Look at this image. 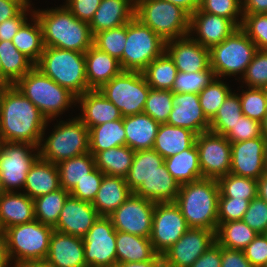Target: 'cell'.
<instances>
[{
  "label": "cell",
  "instance_id": "cell-1",
  "mask_svg": "<svg viewBox=\"0 0 267 267\" xmlns=\"http://www.w3.org/2000/svg\"><path fill=\"white\" fill-rule=\"evenodd\" d=\"M48 122L15 85L4 89L0 98V141L39 147Z\"/></svg>",
  "mask_w": 267,
  "mask_h": 267
},
{
  "label": "cell",
  "instance_id": "cell-2",
  "mask_svg": "<svg viewBox=\"0 0 267 267\" xmlns=\"http://www.w3.org/2000/svg\"><path fill=\"white\" fill-rule=\"evenodd\" d=\"M33 15L40 22L44 47L85 53L93 45L89 23L76 18L65 5L33 10Z\"/></svg>",
  "mask_w": 267,
  "mask_h": 267
},
{
  "label": "cell",
  "instance_id": "cell-3",
  "mask_svg": "<svg viewBox=\"0 0 267 267\" xmlns=\"http://www.w3.org/2000/svg\"><path fill=\"white\" fill-rule=\"evenodd\" d=\"M219 194L217 179L203 178L180 185L175 203L189 228L217 231Z\"/></svg>",
  "mask_w": 267,
  "mask_h": 267
},
{
  "label": "cell",
  "instance_id": "cell-4",
  "mask_svg": "<svg viewBox=\"0 0 267 267\" xmlns=\"http://www.w3.org/2000/svg\"><path fill=\"white\" fill-rule=\"evenodd\" d=\"M14 85L33 102L49 122L63 114L74 103L77 104V97L73 93L35 66Z\"/></svg>",
  "mask_w": 267,
  "mask_h": 267
},
{
  "label": "cell",
  "instance_id": "cell-5",
  "mask_svg": "<svg viewBox=\"0 0 267 267\" xmlns=\"http://www.w3.org/2000/svg\"><path fill=\"white\" fill-rule=\"evenodd\" d=\"M35 67L76 97L91 90L86 79L85 53L44 47Z\"/></svg>",
  "mask_w": 267,
  "mask_h": 267
},
{
  "label": "cell",
  "instance_id": "cell-6",
  "mask_svg": "<svg viewBox=\"0 0 267 267\" xmlns=\"http://www.w3.org/2000/svg\"><path fill=\"white\" fill-rule=\"evenodd\" d=\"M45 130L39 145L41 159L58 164L89 152V129L78 117L59 121L46 139Z\"/></svg>",
  "mask_w": 267,
  "mask_h": 267
},
{
  "label": "cell",
  "instance_id": "cell-7",
  "mask_svg": "<svg viewBox=\"0 0 267 267\" xmlns=\"http://www.w3.org/2000/svg\"><path fill=\"white\" fill-rule=\"evenodd\" d=\"M135 17L165 41L189 34L190 15L168 1L135 0Z\"/></svg>",
  "mask_w": 267,
  "mask_h": 267
},
{
  "label": "cell",
  "instance_id": "cell-8",
  "mask_svg": "<svg viewBox=\"0 0 267 267\" xmlns=\"http://www.w3.org/2000/svg\"><path fill=\"white\" fill-rule=\"evenodd\" d=\"M53 231L54 228L36 219L5 229L3 233L12 263L13 261H44L49 252Z\"/></svg>",
  "mask_w": 267,
  "mask_h": 267
},
{
  "label": "cell",
  "instance_id": "cell-9",
  "mask_svg": "<svg viewBox=\"0 0 267 267\" xmlns=\"http://www.w3.org/2000/svg\"><path fill=\"white\" fill-rule=\"evenodd\" d=\"M256 44L239 27L220 44L209 49L210 68L214 76L244 75L257 51Z\"/></svg>",
  "mask_w": 267,
  "mask_h": 267
},
{
  "label": "cell",
  "instance_id": "cell-10",
  "mask_svg": "<svg viewBox=\"0 0 267 267\" xmlns=\"http://www.w3.org/2000/svg\"><path fill=\"white\" fill-rule=\"evenodd\" d=\"M127 42L119 60L123 71L142 72L166 51V41L136 17L127 23Z\"/></svg>",
  "mask_w": 267,
  "mask_h": 267
},
{
  "label": "cell",
  "instance_id": "cell-11",
  "mask_svg": "<svg viewBox=\"0 0 267 267\" xmlns=\"http://www.w3.org/2000/svg\"><path fill=\"white\" fill-rule=\"evenodd\" d=\"M150 89L142 72L122 71L99 90L125 117L143 113Z\"/></svg>",
  "mask_w": 267,
  "mask_h": 267
},
{
  "label": "cell",
  "instance_id": "cell-12",
  "mask_svg": "<svg viewBox=\"0 0 267 267\" xmlns=\"http://www.w3.org/2000/svg\"><path fill=\"white\" fill-rule=\"evenodd\" d=\"M39 157L37 146L0 141V178L6 192L24 189L27 173Z\"/></svg>",
  "mask_w": 267,
  "mask_h": 267
},
{
  "label": "cell",
  "instance_id": "cell-13",
  "mask_svg": "<svg viewBox=\"0 0 267 267\" xmlns=\"http://www.w3.org/2000/svg\"><path fill=\"white\" fill-rule=\"evenodd\" d=\"M116 235L109 217L99 216L88 230L84 242L87 267H111L117 265Z\"/></svg>",
  "mask_w": 267,
  "mask_h": 267
},
{
  "label": "cell",
  "instance_id": "cell-14",
  "mask_svg": "<svg viewBox=\"0 0 267 267\" xmlns=\"http://www.w3.org/2000/svg\"><path fill=\"white\" fill-rule=\"evenodd\" d=\"M189 229L180 208L175 202L155 204L150 241L154 251L162 255Z\"/></svg>",
  "mask_w": 267,
  "mask_h": 267
},
{
  "label": "cell",
  "instance_id": "cell-15",
  "mask_svg": "<svg viewBox=\"0 0 267 267\" xmlns=\"http://www.w3.org/2000/svg\"><path fill=\"white\" fill-rule=\"evenodd\" d=\"M195 145L203 178L219 179L230 173L231 142L224 136L206 131L196 135Z\"/></svg>",
  "mask_w": 267,
  "mask_h": 267
},
{
  "label": "cell",
  "instance_id": "cell-16",
  "mask_svg": "<svg viewBox=\"0 0 267 267\" xmlns=\"http://www.w3.org/2000/svg\"><path fill=\"white\" fill-rule=\"evenodd\" d=\"M155 202L132 193L111 215L116 231L150 238Z\"/></svg>",
  "mask_w": 267,
  "mask_h": 267
},
{
  "label": "cell",
  "instance_id": "cell-17",
  "mask_svg": "<svg viewBox=\"0 0 267 267\" xmlns=\"http://www.w3.org/2000/svg\"><path fill=\"white\" fill-rule=\"evenodd\" d=\"M215 231L189 228L162 256L166 267H190L213 243Z\"/></svg>",
  "mask_w": 267,
  "mask_h": 267
},
{
  "label": "cell",
  "instance_id": "cell-18",
  "mask_svg": "<svg viewBox=\"0 0 267 267\" xmlns=\"http://www.w3.org/2000/svg\"><path fill=\"white\" fill-rule=\"evenodd\" d=\"M266 145L263 136L231 143L230 173L258 180L266 172Z\"/></svg>",
  "mask_w": 267,
  "mask_h": 267
},
{
  "label": "cell",
  "instance_id": "cell-19",
  "mask_svg": "<svg viewBox=\"0 0 267 267\" xmlns=\"http://www.w3.org/2000/svg\"><path fill=\"white\" fill-rule=\"evenodd\" d=\"M237 29L238 27L230 19L197 9L190 15L188 35L200 45L210 49L220 44Z\"/></svg>",
  "mask_w": 267,
  "mask_h": 267
},
{
  "label": "cell",
  "instance_id": "cell-20",
  "mask_svg": "<svg viewBox=\"0 0 267 267\" xmlns=\"http://www.w3.org/2000/svg\"><path fill=\"white\" fill-rule=\"evenodd\" d=\"M166 52L173 59L178 72L195 73L210 68L209 49L189 35L166 41Z\"/></svg>",
  "mask_w": 267,
  "mask_h": 267
},
{
  "label": "cell",
  "instance_id": "cell-21",
  "mask_svg": "<svg viewBox=\"0 0 267 267\" xmlns=\"http://www.w3.org/2000/svg\"><path fill=\"white\" fill-rule=\"evenodd\" d=\"M98 217L90 202L69 195L54 230L83 239Z\"/></svg>",
  "mask_w": 267,
  "mask_h": 267
},
{
  "label": "cell",
  "instance_id": "cell-22",
  "mask_svg": "<svg viewBox=\"0 0 267 267\" xmlns=\"http://www.w3.org/2000/svg\"><path fill=\"white\" fill-rule=\"evenodd\" d=\"M167 124L189 129L196 135L209 131L210 121L202 111L199 95L173 92V108Z\"/></svg>",
  "mask_w": 267,
  "mask_h": 267
},
{
  "label": "cell",
  "instance_id": "cell-23",
  "mask_svg": "<svg viewBox=\"0 0 267 267\" xmlns=\"http://www.w3.org/2000/svg\"><path fill=\"white\" fill-rule=\"evenodd\" d=\"M44 261L47 267H87L83 239L54 230Z\"/></svg>",
  "mask_w": 267,
  "mask_h": 267
},
{
  "label": "cell",
  "instance_id": "cell-24",
  "mask_svg": "<svg viewBox=\"0 0 267 267\" xmlns=\"http://www.w3.org/2000/svg\"><path fill=\"white\" fill-rule=\"evenodd\" d=\"M82 114L77 116L88 129L122 119L121 111L100 90H88L77 97Z\"/></svg>",
  "mask_w": 267,
  "mask_h": 267
},
{
  "label": "cell",
  "instance_id": "cell-25",
  "mask_svg": "<svg viewBox=\"0 0 267 267\" xmlns=\"http://www.w3.org/2000/svg\"><path fill=\"white\" fill-rule=\"evenodd\" d=\"M135 17V0H101L89 26L92 35L127 24Z\"/></svg>",
  "mask_w": 267,
  "mask_h": 267
},
{
  "label": "cell",
  "instance_id": "cell-26",
  "mask_svg": "<svg viewBox=\"0 0 267 267\" xmlns=\"http://www.w3.org/2000/svg\"><path fill=\"white\" fill-rule=\"evenodd\" d=\"M86 79L91 90H99L123 70L119 61L92 45L85 52Z\"/></svg>",
  "mask_w": 267,
  "mask_h": 267
},
{
  "label": "cell",
  "instance_id": "cell-27",
  "mask_svg": "<svg viewBox=\"0 0 267 267\" xmlns=\"http://www.w3.org/2000/svg\"><path fill=\"white\" fill-rule=\"evenodd\" d=\"M34 216V201L24 192H5L0 197V231L31 222Z\"/></svg>",
  "mask_w": 267,
  "mask_h": 267
},
{
  "label": "cell",
  "instance_id": "cell-28",
  "mask_svg": "<svg viewBox=\"0 0 267 267\" xmlns=\"http://www.w3.org/2000/svg\"><path fill=\"white\" fill-rule=\"evenodd\" d=\"M126 146L133 151L153 149L160 123L145 113L123 117Z\"/></svg>",
  "mask_w": 267,
  "mask_h": 267
},
{
  "label": "cell",
  "instance_id": "cell-29",
  "mask_svg": "<svg viewBox=\"0 0 267 267\" xmlns=\"http://www.w3.org/2000/svg\"><path fill=\"white\" fill-rule=\"evenodd\" d=\"M132 193L124 177L104 174L101 186L91 204L96 209L99 216L108 217L125 202Z\"/></svg>",
  "mask_w": 267,
  "mask_h": 267
},
{
  "label": "cell",
  "instance_id": "cell-30",
  "mask_svg": "<svg viewBox=\"0 0 267 267\" xmlns=\"http://www.w3.org/2000/svg\"><path fill=\"white\" fill-rule=\"evenodd\" d=\"M59 188L61 186L57 165L39 157L27 173L24 194L35 199Z\"/></svg>",
  "mask_w": 267,
  "mask_h": 267
},
{
  "label": "cell",
  "instance_id": "cell-31",
  "mask_svg": "<svg viewBox=\"0 0 267 267\" xmlns=\"http://www.w3.org/2000/svg\"><path fill=\"white\" fill-rule=\"evenodd\" d=\"M180 184L172 177L167 170L165 163L153 172L147 181L134 192L135 195L159 202H175Z\"/></svg>",
  "mask_w": 267,
  "mask_h": 267
},
{
  "label": "cell",
  "instance_id": "cell-32",
  "mask_svg": "<svg viewBox=\"0 0 267 267\" xmlns=\"http://www.w3.org/2000/svg\"><path fill=\"white\" fill-rule=\"evenodd\" d=\"M196 139V134L189 129L167 123L159 126L153 149L164 159L188 149Z\"/></svg>",
  "mask_w": 267,
  "mask_h": 267
},
{
  "label": "cell",
  "instance_id": "cell-33",
  "mask_svg": "<svg viewBox=\"0 0 267 267\" xmlns=\"http://www.w3.org/2000/svg\"><path fill=\"white\" fill-rule=\"evenodd\" d=\"M164 163L169 173L180 185L203 179L195 142L181 153L164 159Z\"/></svg>",
  "mask_w": 267,
  "mask_h": 267
},
{
  "label": "cell",
  "instance_id": "cell-34",
  "mask_svg": "<svg viewBox=\"0 0 267 267\" xmlns=\"http://www.w3.org/2000/svg\"><path fill=\"white\" fill-rule=\"evenodd\" d=\"M157 253L154 251L150 238L117 231L116 256L117 264L128 262H145Z\"/></svg>",
  "mask_w": 267,
  "mask_h": 267
},
{
  "label": "cell",
  "instance_id": "cell-35",
  "mask_svg": "<svg viewBox=\"0 0 267 267\" xmlns=\"http://www.w3.org/2000/svg\"><path fill=\"white\" fill-rule=\"evenodd\" d=\"M0 58L2 80L7 85H14L35 66L28 57L17 50L12 41H0Z\"/></svg>",
  "mask_w": 267,
  "mask_h": 267
},
{
  "label": "cell",
  "instance_id": "cell-36",
  "mask_svg": "<svg viewBox=\"0 0 267 267\" xmlns=\"http://www.w3.org/2000/svg\"><path fill=\"white\" fill-rule=\"evenodd\" d=\"M126 145L123 118L89 129V152L94 156L113 147Z\"/></svg>",
  "mask_w": 267,
  "mask_h": 267
},
{
  "label": "cell",
  "instance_id": "cell-37",
  "mask_svg": "<svg viewBox=\"0 0 267 267\" xmlns=\"http://www.w3.org/2000/svg\"><path fill=\"white\" fill-rule=\"evenodd\" d=\"M30 12L33 23H28L27 20L12 39V43L19 52L36 64L44 51V43L40 22L33 15V9Z\"/></svg>",
  "mask_w": 267,
  "mask_h": 267
},
{
  "label": "cell",
  "instance_id": "cell-38",
  "mask_svg": "<svg viewBox=\"0 0 267 267\" xmlns=\"http://www.w3.org/2000/svg\"><path fill=\"white\" fill-rule=\"evenodd\" d=\"M134 153L126 145L97 152L94 155L96 168L106 175L125 178L132 165Z\"/></svg>",
  "mask_w": 267,
  "mask_h": 267
},
{
  "label": "cell",
  "instance_id": "cell-39",
  "mask_svg": "<svg viewBox=\"0 0 267 267\" xmlns=\"http://www.w3.org/2000/svg\"><path fill=\"white\" fill-rule=\"evenodd\" d=\"M164 163V158L154 149L135 151L132 165L125 181L134 193L150 175Z\"/></svg>",
  "mask_w": 267,
  "mask_h": 267
},
{
  "label": "cell",
  "instance_id": "cell-40",
  "mask_svg": "<svg viewBox=\"0 0 267 267\" xmlns=\"http://www.w3.org/2000/svg\"><path fill=\"white\" fill-rule=\"evenodd\" d=\"M56 165L60 186L68 192L96 168L94 156L90 152L61 161Z\"/></svg>",
  "mask_w": 267,
  "mask_h": 267
},
{
  "label": "cell",
  "instance_id": "cell-41",
  "mask_svg": "<svg viewBox=\"0 0 267 267\" xmlns=\"http://www.w3.org/2000/svg\"><path fill=\"white\" fill-rule=\"evenodd\" d=\"M258 235L243 220L221 223L215 233L216 242L229 249L244 250Z\"/></svg>",
  "mask_w": 267,
  "mask_h": 267
},
{
  "label": "cell",
  "instance_id": "cell-42",
  "mask_svg": "<svg viewBox=\"0 0 267 267\" xmlns=\"http://www.w3.org/2000/svg\"><path fill=\"white\" fill-rule=\"evenodd\" d=\"M142 73L151 88L172 90L178 70L173 59L165 51L149 63Z\"/></svg>",
  "mask_w": 267,
  "mask_h": 267
},
{
  "label": "cell",
  "instance_id": "cell-43",
  "mask_svg": "<svg viewBox=\"0 0 267 267\" xmlns=\"http://www.w3.org/2000/svg\"><path fill=\"white\" fill-rule=\"evenodd\" d=\"M69 195L70 192L61 187L56 191L33 199L35 219L54 228Z\"/></svg>",
  "mask_w": 267,
  "mask_h": 267
},
{
  "label": "cell",
  "instance_id": "cell-44",
  "mask_svg": "<svg viewBox=\"0 0 267 267\" xmlns=\"http://www.w3.org/2000/svg\"><path fill=\"white\" fill-rule=\"evenodd\" d=\"M243 116L239 94L231 92L210 120L209 131L226 135Z\"/></svg>",
  "mask_w": 267,
  "mask_h": 267
},
{
  "label": "cell",
  "instance_id": "cell-45",
  "mask_svg": "<svg viewBox=\"0 0 267 267\" xmlns=\"http://www.w3.org/2000/svg\"><path fill=\"white\" fill-rule=\"evenodd\" d=\"M220 194L219 197L231 199H246L251 201L257 196V180L237 176L228 173L218 179Z\"/></svg>",
  "mask_w": 267,
  "mask_h": 267
},
{
  "label": "cell",
  "instance_id": "cell-46",
  "mask_svg": "<svg viewBox=\"0 0 267 267\" xmlns=\"http://www.w3.org/2000/svg\"><path fill=\"white\" fill-rule=\"evenodd\" d=\"M231 92V89L224 81L214 77L211 82L198 93L202 111L209 121L215 116L218 109Z\"/></svg>",
  "mask_w": 267,
  "mask_h": 267
},
{
  "label": "cell",
  "instance_id": "cell-47",
  "mask_svg": "<svg viewBox=\"0 0 267 267\" xmlns=\"http://www.w3.org/2000/svg\"><path fill=\"white\" fill-rule=\"evenodd\" d=\"M126 36L127 24L96 33L94 35L93 45L119 61L123 56L127 42Z\"/></svg>",
  "mask_w": 267,
  "mask_h": 267
},
{
  "label": "cell",
  "instance_id": "cell-48",
  "mask_svg": "<svg viewBox=\"0 0 267 267\" xmlns=\"http://www.w3.org/2000/svg\"><path fill=\"white\" fill-rule=\"evenodd\" d=\"M173 108V91L151 88L144 105L143 113L158 123H167Z\"/></svg>",
  "mask_w": 267,
  "mask_h": 267
},
{
  "label": "cell",
  "instance_id": "cell-49",
  "mask_svg": "<svg viewBox=\"0 0 267 267\" xmlns=\"http://www.w3.org/2000/svg\"><path fill=\"white\" fill-rule=\"evenodd\" d=\"M239 98L243 115L261 123L267 114L265 88L242 89Z\"/></svg>",
  "mask_w": 267,
  "mask_h": 267
},
{
  "label": "cell",
  "instance_id": "cell-50",
  "mask_svg": "<svg viewBox=\"0 0 267 267\" xmlns=\"http://www.w3.org/2000/svg\"><path fill=\"white\" fill-rule=\"evenodd\" d=\"M199 10L230 19L238 28L243 20L242 0H200ZM239 16H241L239 18ZM240 19V20H239Z\"/></svg>",
  "mask_w": 267,
  "mask_h": 267
},
{
  "label": "cell",
  "instance_id": "cell-51",
  "mask_svg": "<svg viewBox=\"0 0 267 267\" xmlns=\"http://www.w3.org/2000/svg\"><path fill=\"white\" fill-rule=\"evenodd\" d=\"M211 68L206 71L195 73L178 72L172 91L175 93H194L198 94L214 78Z\"/></svg>",
  "mask_w": 267,
  "mask_h": 267
},
{
  "label": "cell",
  "instance_id": "cell-52",
  "mask_svg": "<svg viewBox=\"0 0 267 267\" xmlns=\"http://www.w3.org/2000/svg\"><path fill=\"white\" fill-rule=\"evenodd\" d=\"M240 28L256 44L258 50H267V13L243 14Z\"/></svg>",
  "mask_w": 267,
  "mask_h": 267
},
{
  "label": "cell",
  "instance_id": "cell-53",
  "mask_svg": "<svg viewBox=\"0 0 267 267\" xmlns=\"http://www.w3.org/2000/svg\"><path fill=\"white\" fill-rule=\"evenodd\" d=\"M248 88L267 87V50H257L241 80Z\"/></svg>",
  "mask_w": 267,
  "mask_h": 267
},
{
  "label": "cell",
  "instance_id": "cell-54",
  "mask_svg": "<svg viewBox=\"0 0 267 267\" xmlns=\"http://www.w3.org/2000/svg\"><path fill=\"white\" fill-rule=\"evenodd\" d=\"M249 227L258 234L267 232V204L256 196L249 202L247 211L242 219Z\"/></svg>",
  "mask_w": 267,
  "mask_h": 267
},
{
  "label": "cell",
  "instance_id": "cell-55",
  "mask_svg": "<svg viewBox=\"0 0 267 267\" xmlns=\"http://www.w3.org/2000/svg\"><path fill=\"white\" fill-rule=\"evenodd\" d=\"M249 200L218 197V226L221 223L242 220Z\"/></svg>",
  "mask_w": 267,
  "mask_h": 267
},
{
  "label": "cell",
  "instance_id": "cell-56",
  "mask_svg": "<svg viewBox=\"0 0 267 267\" xmlns=\"http://www.w3.org/2000/svg\"><path fill=\"white\" fill-rule=\"evenodd\" d=\"M103 177L104 173L95 168L83 180L77 182V185L70 191V195L82 201L92 203L101 186Z\"/></svg>",
  "mask_w": 267,
  "mask_h": 267
},
{
  "label": "cell",
  "instance_id": "cell-57",
  "mask_svg": "<svg viewBox=\"0 0 267 267\" xmlns=\"http://www.w3.org/2000/svg\"><path fill=\"white\" fill-rule=\"evenodd\" d=\"M261 136V123L245 115L241 116L233 128L225 135L231 143Z\"/></svg>",
  "mask_w": 267,
  "mask_h": 267
},
{
  "label": "cell",
  "instance_id": "cell-58",
  "mask_svg": "<svg viewBox=\"0 0 267 267\" xmlns=\"http://www.w3.org/2000/svg\"><path fill=\"white\" fill-rule=\"evenodd\" d=\"M246 258L253 267L267 265V235L258 234L243 250Z\"/></svg>",
  "mask_w": 267,
  "mask_h": 267
},
{
  "label": "cell",
  "instance_id": "cell-59",
  "mask_svg": "<svg viewBox=\"0 0 267 267\" xmlns=\"http://www.w3.org/2000/svg\"><path fill=\"white\" fill-rule=\"evenodd\" d=\"M65 6L79 20L90 23L101 0H66Z\"/></svg>",
  "mask_w": 267,
  "mask_h": 267
},
{
  "label": "cell",
  "instance_id": "cell-60",
  "mask_svg": "<svg viewBox=\"0 0 267 267\" xmlns=\"http://www.w3.org/2000/svg\"><path fill=\"white\" fill-rule=\"evenodd\" d=\"M31 3L16 17L6 19L0 23V41H12L20 27L27 21ZM27 12V13H26Z\"/></svg>",
  "mask_w": 267,
  "mask_h": 267
},
{
  "label": "cell",
  "instance_id": "cell-61",
  "mask_svg": "<svg viewBox=\"0 0 267 267\" xmlns=\"http://www.w3.org/2000/svg\"><path fill=\"white\" fill-rule=\"evenodd\" d=\"M221 267H253L244 251L221 246Z\"/></svg>",
  "mask_w": 267,
  "mask_h": 267
},
{
  "label": "cell",
  "instance_id": "cell-62",
  "mask_svg": "<svg viewBox=\"0 0 267 267\" xmlns=\"http://www.w3.org/2000/svg\"><path fill=\"white\" fill-rule=\"evenodd\" d=\"M190 267H221V246L213 243Z\"/></svg>",
  "mask_w": 267,
  "mask_h": 267
},
{
  "label": "cell",
  "instance_id": "cell-63",
  "mask_svg": "<svg viewBox=\"0 0 267 267\" xmlns=\"http://www.w3.org/2000/svg\"><path fill=\"white\" fill-rule=\"evenodd\" d=\"M29 4L30 0L0 1V23L6 19L16 17Z\"/></svg>",
  "mask_w": 267,
  "mask_h": 267
},
{
  "label": "cell",
  "instance_id": "cell-64",
  "mask_svg": "<svg viewBox=\"0 0 267 267\" xmlns=\"http://www.w3.org/2000/svg\"><path fill=\"white\" fill-rule=\"evenodd\" d=\"M243 14L267 13V0H242Z\"/></svg>",
  "mask_w": 267,
  "mask_h": 267
},
{
  "label": "cell",
  "instance_id": "cell-65",
  "mask_svg": "<svg viewBox=\"0 0 267 267\" xmlns=\"http://www.w3.org/2000/svg\"><path fill=\"white\" fill-rule=\"evenodd\" d=\"M119 267H166L163 256L156 254L151 260L145 262H128L117 264Z\"/></svg>",
  "mask_w": 267,
  "mask_h": 267
},
{
  "label": "cell",
  "instance_id": "cell-66",
  "mask_svg": "<svg viewBox=\"0 0 267 267\" xmlns=\"http://www.w3.org/2000/svg\"><path fill=\"white\" fill-rule=\"evenodd\" d=\"M11 264L5 235L0 231V267H11Z\"/></svg>",
  "mask_w": 267,
  "mask_h": 267
},
{
  "label": "cell",
  "instance_id": "cell-67",
  "mask_svg": "<svg viewBox=\"0 0 267 267\" xmlns=\"http://www.w3.org/2000/svg\"><path fill=\"white\" fill-rule=\"evenodd\" d=\"M168 1L184 9L189 15H192L199 7L200 0H163Z\"/></svg>",
  "mask_w": 267,
  "mask_h": 267
},
{
  "label": "cell",
  "instance_id": "cell-68",
  "mask_svg": "<svg viewBox=\"0 0 267 267\" xmlns=\"http://www.w3.org/2000/svg\"><path fill=\"white\" fill-rule=\"evenodd\" d=\"M257 196L267 204V172L257 180Z\"/></svg>",
  "mask_w": 267,
  "mask_h": 267
},
{
  "label": "cell",
  "instance_id": "cell-69",
  "mask_svg": "<svg viewBox=\"0 0 267 267\" xmlns=\"http://www.w3.org/2000/svg\"><path fill=\"white\" fill-rule=\"evenodd\" d=\"M13 265L11 267H47L45 261H19Z\"/></svg>",
  "mask_w": 267,
  "mask_h": 267
},
{
  "label": "cell",
  "instance_id": "cell-70",
  "mask_svg": "<svg viewBox=\"0 0 267 267\" xmlns=\"http://www.w3.org/2000/svg\"><path fill=\"white\" fill-rule=\"evenodd\" d=\"M261 133L262 136L267 140V114L265 115V118L261 122Z\"/></svg>",
  "mask_w": 267,
  "mask_h": 267
},
{
  "label": "cell",
  "instance_id": "cell-71",
  "mask_svg": "<svg viewBox=\"0 0 267 267\" xmlns=\"http://www.w3.org/2000/svg\"><path fill=\"white\" fill-rule=\"evenodd\" d=\"M8 85L2 80L0 79V98L2 96V93L4 91V89L7 87Z\"/></svg>",
  "mask_w": 267,
  "mask_h": 267
},
{
  "label": "cell",
  "instance_id": "cell-72",
  "mask_svg": "<svg viewBox=\"0 0 267 267\" xmlns=\"http://www.w3.org/2000/svg\"><path fill=\"white\" fill-rule=\"evenodd\" d=\"M6 191H5V189H4V186H3V184H2V180H1V178H0V197L5 193Z\"/></svg>",
  "mask_w": 267,
  "mask_h": 267
},
{
  "label": "cell",
  "instance_id": "cell-73",
  "mask_svg": "<svg viewBox=\"0 0 267 267\" xmlns=\"http://www.w3.org/2000/svg\"><path fill=\"white\" fill-rule=\"evenodd\" d=\"M265 168H266V172H267V145H266V150H265Z\"/></svg>",
  "mask_w": 267,
  "mask_h": 267
},
{
  "label": "cell",
  "instance_id": "cell-74",
  "mask_svg": "<svg viewBox=\"0 0 267 267\" xmlns=\"http://www.w3.org/2000/svg\"><path fill=\"white\" fill-rule=\"evenodd\" d=\"M0 79H2V63H1V58H0Z\"/></svg>",
  "mask_w": 267,
  "mask_h": 267
}]
</instances>
